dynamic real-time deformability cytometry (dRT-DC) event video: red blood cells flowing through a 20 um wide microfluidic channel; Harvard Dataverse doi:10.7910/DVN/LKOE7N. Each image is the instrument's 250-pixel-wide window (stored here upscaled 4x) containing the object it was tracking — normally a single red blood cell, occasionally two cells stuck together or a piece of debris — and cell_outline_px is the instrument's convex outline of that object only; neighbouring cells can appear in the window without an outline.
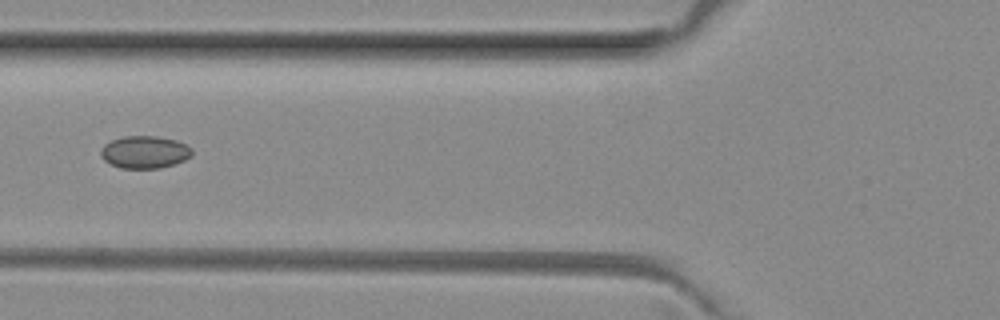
{"species": "common noctule bat (a hibernating species)", "species_latin": "Nyctalus noctula", "temperature_condition": "room temperature", "stored_images_in_passage": 4, "camera_frame_rate_fps": 3000, "um_per_image_px": 0.085, "animal": {"sex": "female", "body_mass_g": 29.2, "forearm_length_mm": 56.3}, "frame": {"image": 1, "passage_image": 4, "time_ms": 1.0, "image_size_px": [1000, 320], "cell_outline_px": [[192, 156], [184, 160], [160, 168], [120, 168], [104, 160], [100, 156], [100, 152], [104, 144], [112, 140], [124, 136], [156, 136], [176, 140], [192, 148]], "centroid_in_image_um": [12.29, 12.92], "position_along_channel_um": 113.5, "area_um2": 17.17}}